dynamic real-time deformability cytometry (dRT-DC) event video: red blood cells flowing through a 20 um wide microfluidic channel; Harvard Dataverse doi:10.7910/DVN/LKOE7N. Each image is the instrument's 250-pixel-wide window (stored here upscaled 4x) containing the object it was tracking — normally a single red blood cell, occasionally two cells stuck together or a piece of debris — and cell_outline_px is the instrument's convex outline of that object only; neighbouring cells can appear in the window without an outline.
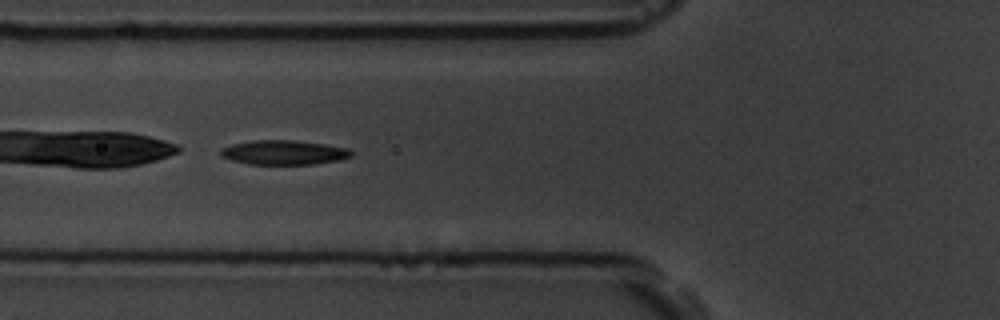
{"species": "common noctule bat (a hibernating species)", "species_latin": "Nyctalus noctula", "temperature_condition": "room temperature", "stored_images_in_passage": 41, "camera_frame_rate_fps": 3000, "um_per_image_px": 0.085, "animal": {"sex": "male", "body_mass_g": 19.5, "forearm_length_mm": 54.6}, "frame": {"image": 1, "passage_image": 7, "time_ms": 2.0, "image_size_px": [1000, 320], "cell_outline_px": [[352, 156], [340, 160], [312, 164], [248, 164], [232, 160], [220, 156], [220, 148], [232, 144], [252, 140], [292, 140], [324, 144], [348, 148], [352, 152]], "centroid_in_image_um": [24.1, 12.96], "position_along_channel_um": 101.7, "area_um2": 18.61}}
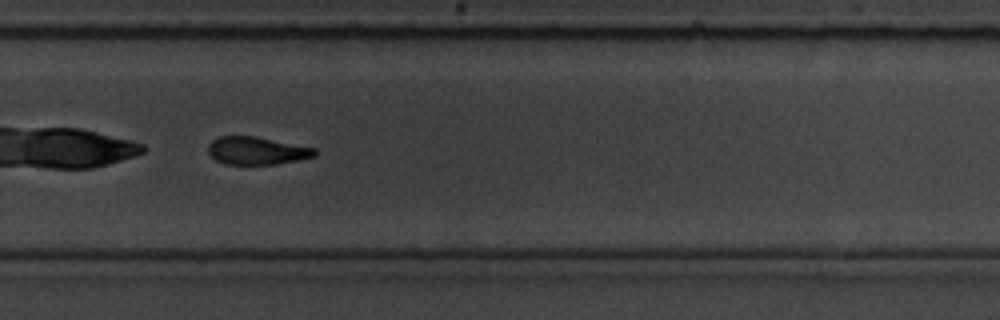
{"frame": {"image": 2, "passage_image": 24, "time_ms": 7.667, "image_size_px": [1000, 320], "cell_outline_px": [[316, 156], [276, 164], [224, 164], [216, 160], [208, 152], [208, 144], [212, 140], [220, 136], [256, 136], [316, 148]], "centroid_in_image_um": [21.81, 12.8], "position_along_channel_um": 308.0, "area_um2": 17.22}, "authors_computed_cell_mechanics": {"area_um2": 19.1318, "velocity_mm_per_s": 3.6404, "shape_relaxation_time_tau1_ms": 1.7723, "shape_relaxation_time_tau2_ms": 1.7856, "deformation_change_tau1": 0.2755, "deformation_change_tau2": 0.0926}}